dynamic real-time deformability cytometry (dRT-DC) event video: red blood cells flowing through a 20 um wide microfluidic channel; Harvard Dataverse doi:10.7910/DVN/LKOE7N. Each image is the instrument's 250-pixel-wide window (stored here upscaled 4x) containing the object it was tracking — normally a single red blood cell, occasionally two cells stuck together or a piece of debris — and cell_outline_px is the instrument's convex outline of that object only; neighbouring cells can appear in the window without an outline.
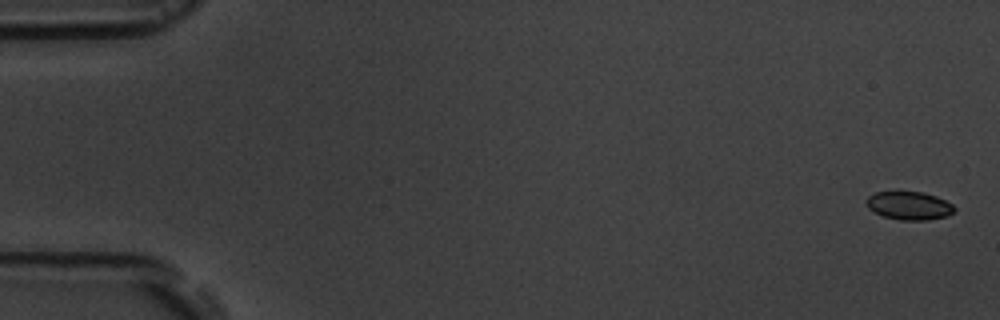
{"species": "common noctule bat (a hibernating species)", "species_latin": "Nyctalus noctula", "temperature_condition": "room temperature", "stored_images_in_passage": 8, "camera_frame_rate_fps": 3000, "um_per_image_px": 0.085, "animal": {"sex": "male", "body_mass_g": 19.5, "forearm_length_mm": 54.6}, "frame": {"image": 1, "passage_image": 1, "time_ms": 0.0, "image_size_px": [1000, 320], "cell_outline_px": [[956, 212], [948, 216], [928, 220], [900, 220], [884, 216], [868, 208], [864, 200], [868, 196], [876, 192], [896, 188], [924, 192], [936, 196], [952, 204], [956, 208]], "centroid_in_image_um": [77.26, 17.42], "position_along_channel_um": 7.7, "area_um2": 15.26}}
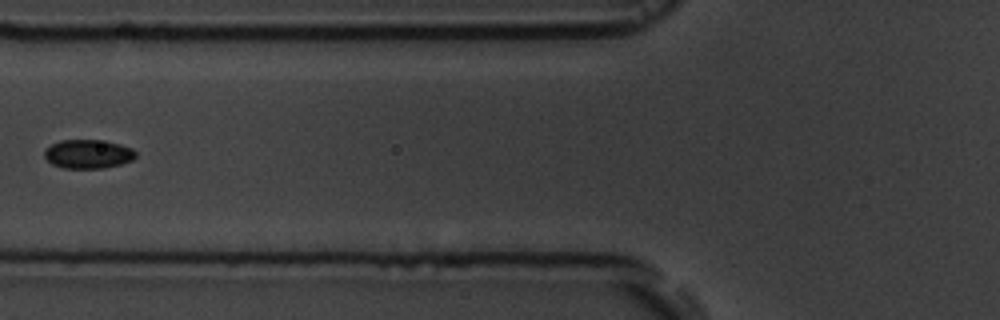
{"frame": {"image": 2, "passage_image": 7, "time_ms": 7.0, "image_size_px": [1000, 320], "cell_outline_px": [[136, 156], [132, 160], [120, 164], [104, 168], [64, 168], [52, 164], [44, 156], [44, 152], [52, 144], [60, 140], [104, 140], [120, 144], [132, 148], [136, 152]], "centroid_in_image_um": [7.51, 13.09], "position_along_channel_um": 118.3, "area_um2": 15.32}}
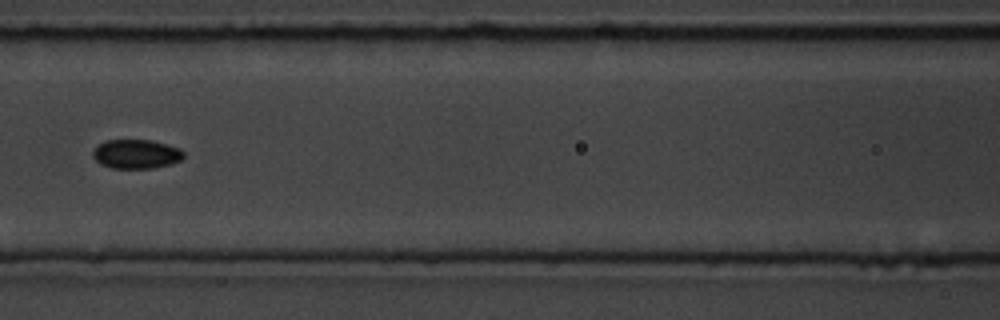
{"frame": {"image": 3, "passage_image": 8, "time_ms": 8.0, "image_size_px": [1000, 320], "cell_outline_px": [[184, 156], [180, 160], [168, 164], [152, 168], [112, 168], [100, 164], [92, 156], [92, 152], [100, 144], [108, 140], [152, 140], [180, 148], [184, 152]], "centroid_in_image_um": [11.58, 13.09], "position_along_channel_um": 155.0, "area_um2": 15.26}}